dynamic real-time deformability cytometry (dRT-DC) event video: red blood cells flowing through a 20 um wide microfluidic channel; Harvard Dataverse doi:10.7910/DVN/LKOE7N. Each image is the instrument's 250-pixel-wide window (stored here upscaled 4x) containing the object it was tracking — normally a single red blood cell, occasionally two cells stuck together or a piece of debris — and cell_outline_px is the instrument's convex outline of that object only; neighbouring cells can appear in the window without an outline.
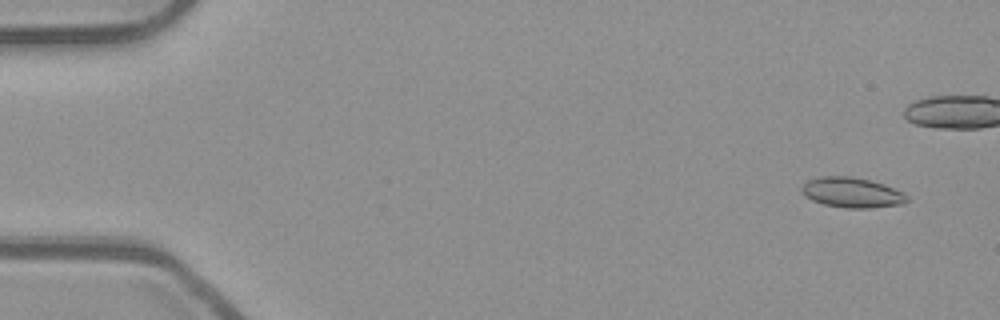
{"species": "common noctule bat (a hibernating species)", "species_latin": "Nyctalus noctula", "temperature_condition": "room temperature", "stored_images_in_passage": 43, "camera_frame_rate_fps": 3000, "um_per_image_px": 0.085, "animal": {"sex": "male", "body_mass_g": 23.1, "forearm_length_mm": 52.7}, "frame": {"image": 1, "passage_image": 4, "time_ms": 1.0, "image_size_px": [1000, 320], "cell_outline_px": [[908, 200], [904, 204], [872, 208], [844, 208], [824, 204], [812, 200], [804, 196], [800, 192], [800, 188], [808, 180], [820, 176], [852, 176], [884, 184], [908, 196]], "centroid_in_image_um": [72.38, 16.37], "position_along_channel_um": 12.6, "area_um2": 18.55}}
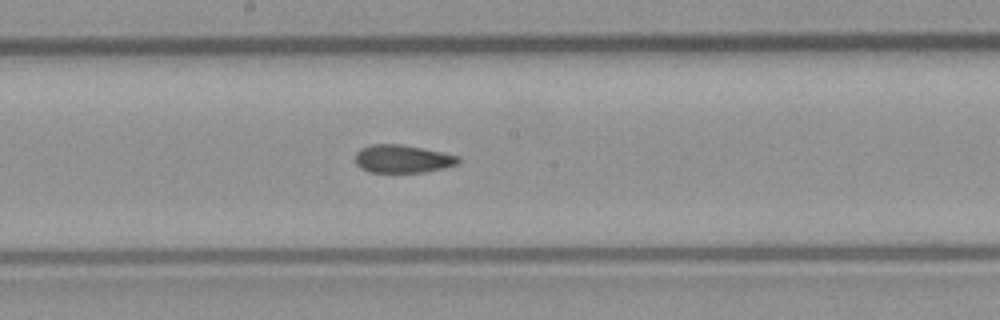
{"frame": {"image": 2, "passage_image": 29, "time_ms": 9.333, "image_size_px": [1000, 320], "cell_outline_px": [[460, 160], [456, 164], [444, 168], [424, 172], [368, 172], [360, 168], [356, 164], [356, 152], [360, 148], [372, 144], [400, 144], [460, 156]], "centroid_in_image_um": [34.18, 13.51], "position_along_channel_um": 214.0, "area_um2": 16.7}}
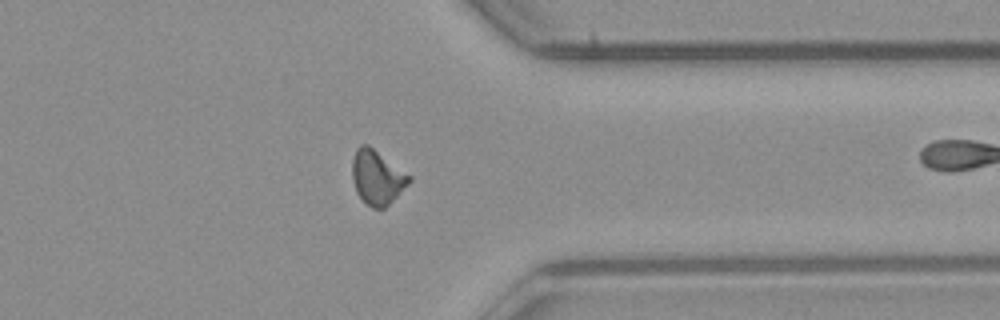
{"frame": {"image": 3, "passage_image": 42, "time_ms": 13.667, "image_size_px": [1000, 320], "cell_outline_px": [[412, 180], [384, 208], [372, 208], [364, 204], [356, 192], [352, 180], [352, 160], [356, 148], [360, 144], [368, 144], [412, 176]], "centroid_in_image_um": [32.03, 15.06], "position_along_channel_um": 379.4, "area_um2": 18.15}}